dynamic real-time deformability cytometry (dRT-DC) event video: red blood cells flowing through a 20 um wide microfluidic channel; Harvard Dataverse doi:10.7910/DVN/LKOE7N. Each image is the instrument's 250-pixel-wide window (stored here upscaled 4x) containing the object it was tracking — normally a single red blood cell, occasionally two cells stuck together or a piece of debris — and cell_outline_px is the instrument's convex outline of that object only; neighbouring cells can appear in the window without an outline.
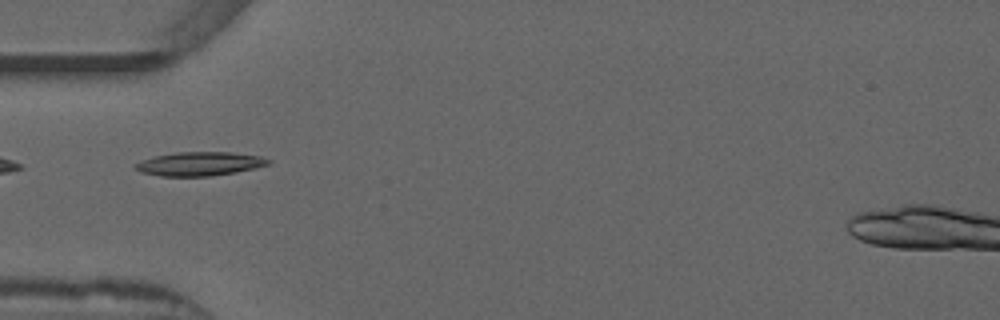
{"species": "common noctule bat (a hibernating species)", "species_latin": "Nyctalus noctula", "temperature_condition": "warm", "stored_images_in_passage": 13, "camera_frame_rate_fps": 3000, "um_per_image_px": 0.085, "animal": {"sex": "male", "forearm_length_mm": 52.5}, "frame": {"image": 1, "passage_image": 1, "time_ms": 0.0, "image_size_px": [1000, 320], "cell_outline_px": [[272, 160], [268, 164], [236, 172], [212, 176], [160, 176], [144, 172], [136, 168], [132, 164], [140, 160], [156, 156], [176, 152], [232, 152], [260, 156]], "centroid_in_image_um": [16.96, 13.92], "position_along_channel_um": 68.0, "area_um2": 18.32}}
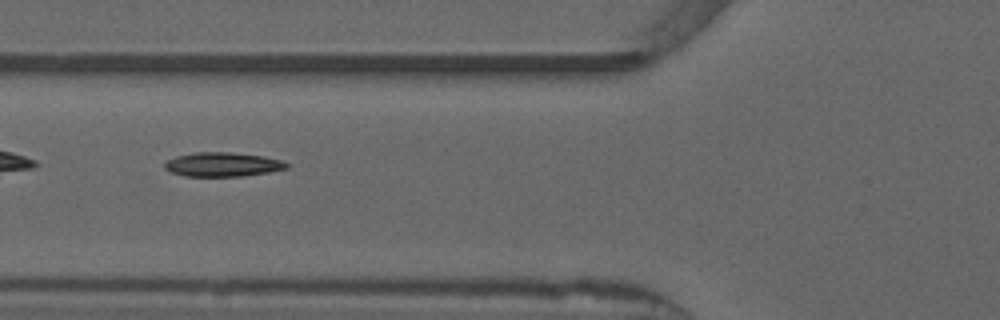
{"frame": {"image": 2, "passage_image": 4, "time_ms": 1.0, "image_size_px": [1000, 320], "cell_outline_px": [[288, 168], [268, 172], [240, 176], [184, 176], [172, 172], [164, 168], [164, 164], [168, 160], [176, 156], [196, 152], [232, 152], [264, 156], [284, 160], [288, 164]], "centroid_in_image_um": [18.94, 13.97], "position_along_channel_um": 106.9, "area_um2": 17.17}}